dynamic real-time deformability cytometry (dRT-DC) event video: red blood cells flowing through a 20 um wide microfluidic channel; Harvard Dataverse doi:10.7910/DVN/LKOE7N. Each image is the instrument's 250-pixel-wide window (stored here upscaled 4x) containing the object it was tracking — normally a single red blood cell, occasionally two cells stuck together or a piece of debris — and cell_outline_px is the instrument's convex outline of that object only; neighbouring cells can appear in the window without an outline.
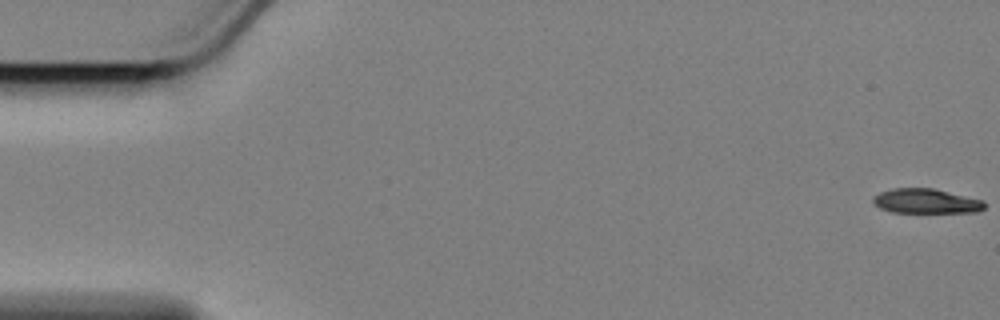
{"species": "Egyptian fruit bat (a non-hibernating species)", "species_latin": "Rousettus aegyptiacus", "temperature_condition": "cold", "stored_images_in_passage": 10, "camera_frame_rate_fps": 3000, "um_per_image_px": 0.085, "animal": {"sex": "female"}, "frame": {"image": 1, "passage_image": 1, "time_ms": 0.0, "image_size_px": [1000, 320], "cell_outline_px": [[984, 208], [976, 212], [892, 212], [880, 208], [872, 204], [872, 200], [880, 192], [892, 188], [932, 188], [984, 200]], "centroid_in_image_um": [78.69, 17.09], "position_along_channel_um": 6.3, "area_um2": 15.9}}